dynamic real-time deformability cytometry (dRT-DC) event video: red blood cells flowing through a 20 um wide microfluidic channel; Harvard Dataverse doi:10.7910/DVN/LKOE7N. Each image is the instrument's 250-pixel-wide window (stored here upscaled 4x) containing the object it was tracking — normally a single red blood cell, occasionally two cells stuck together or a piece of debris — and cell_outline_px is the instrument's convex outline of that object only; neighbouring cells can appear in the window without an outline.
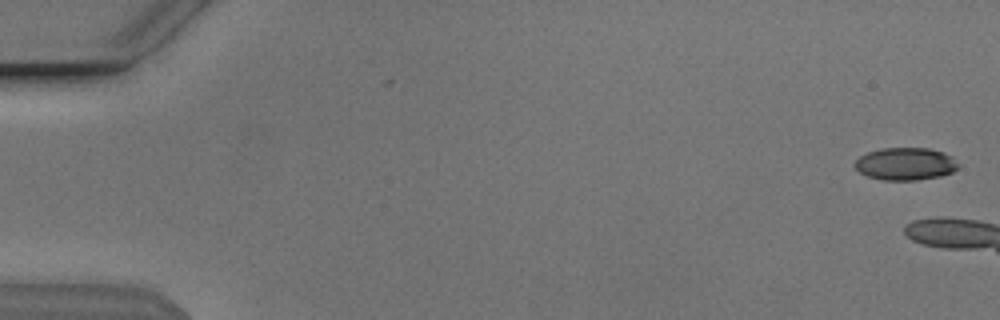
{"species": "Egyptian fruit bat (a non-hibernating species)", "species_latin": "Rousettus aegyptiacus", "temperature_condition": "cold", "stored_images_in_passage": 12, "camera_frame_rate_fps": 3000, "um_per_image_px": 0.085, "animal": {"sex": "male"}, "frame": {"image": 1, "passage_image": 1, "time_ms": 0.0, "image_size_px": [1000, 320], "cell_outline_px": [[960, 164], [952, 172], [940, 176], [916, 180], [880, 180], [868, 176], [860, 172], [852, 164], [860, 156], [868, 152], [884, 148], [928, 148], [944, 152], [952, 156]], "centroid_in_image_um": [76.97, 13.93], "position_along_channel_um": 8.0, "area_um2": 19.65}}